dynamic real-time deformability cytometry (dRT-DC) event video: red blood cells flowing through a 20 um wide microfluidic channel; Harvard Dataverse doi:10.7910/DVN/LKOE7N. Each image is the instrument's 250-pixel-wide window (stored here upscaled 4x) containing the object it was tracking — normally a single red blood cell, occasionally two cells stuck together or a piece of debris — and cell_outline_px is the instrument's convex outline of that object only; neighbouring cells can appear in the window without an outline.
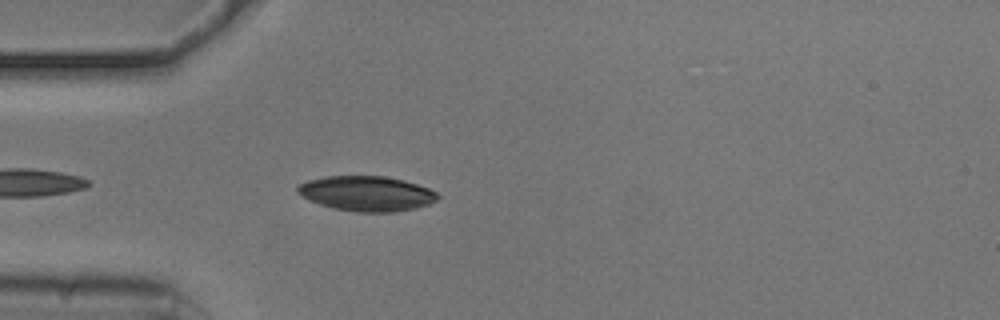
{"species": "common noctule bat (a hibernating species)", "species_latin": "Nyctalus noctula", "temperature_condition": "cold", "stored_images_in_passage": 20, "camera_frame_rate_fps": 3000, "um_per_image_px": 0.085, "animal": {"sex": "male", "body_mass_g": 20.5, "forearm_length_mm": 52.5}, "frame": {"image": 1, "passage_image": 3, "time_ms": 0.667, "image_size_px": [1000, 320], "cell_outline_px": [[440, 196], [436, 200], [428, 204], [416, 208], [392, 212], [356, 212], [332, 208], [320, 204], [304, 196], [296, 188], [300, 184], [308, 180], [324, 176], [384, 176], [404, 180], [428, 188], [436, 192]], "centroid_in_image_um": [31.19, 16.45], "position_along_channel_um": 53.8, "area_um2": 28.32}}
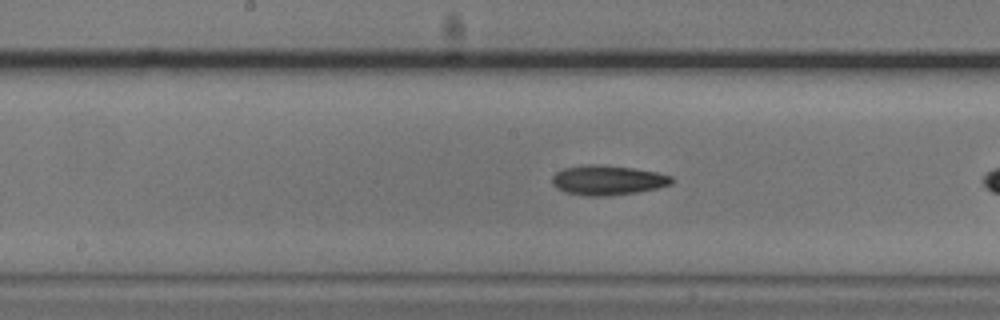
{"frame": {"image": 2, "passage_image": 12, "time_ms": 3.667, "image_size_px": [1000, 320], "cell_outline_px": [[676, 180], [672, 184], [656, 188], [636, 192], [608, 196], [588, 196], [564, 192], [556, 188], [552, 184], [552, 176], [556, 172], [564, 168], [588, 164], [596, 164], [632, 168], [656, 172], [672, 176]], "centroid_in_image_um": [51.64, 15.32], "position_along_channel_um": 196.6, "area_um2": 20.75}}
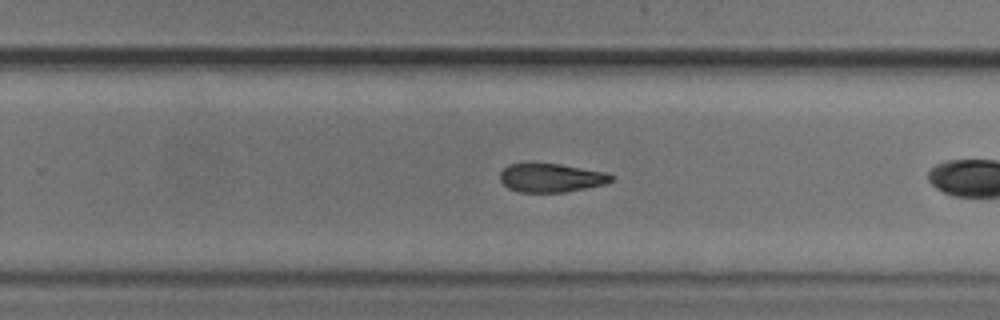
{"frame": {"image": 3, "passage_image": 19, "time_ms": 6.0, "image_size_px": [1000, 320], "cell_outline_px": [[616, 176], [612, 180], [604, 184], [564, 192], [520, 192], [508, 188], [500, 180], [500, 172], [508, 164], [560, 164], [608, 172]], "centroid_in_image_um": [46.87, 15.11], "position_along_channel_um": 282.9, "area_um2": 18.5}}